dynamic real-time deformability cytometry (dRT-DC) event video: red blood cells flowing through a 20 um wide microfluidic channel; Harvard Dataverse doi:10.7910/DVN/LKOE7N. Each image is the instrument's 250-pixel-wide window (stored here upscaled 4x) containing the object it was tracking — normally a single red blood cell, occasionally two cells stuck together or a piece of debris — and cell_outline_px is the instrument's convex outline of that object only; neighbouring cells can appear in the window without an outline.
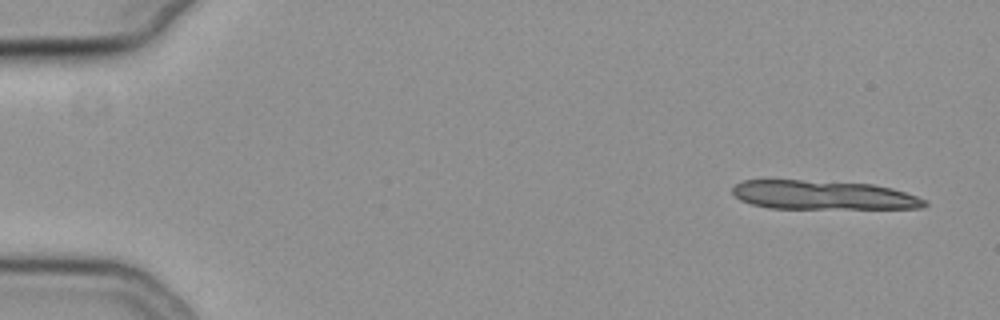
{"species": "common noctule bat (a hibernating species)", "species_latin": "Nyctalus noctula", "temperature_condition": "cold", "stored_images_in_passage": 9, "camera_frame_rate_fps": 3000, "um_per_image_px": 0.085, "animal": {"sex": "female", "body_mass_g": 19.3, "forearm_length_mm": 54.1}, "frame": {"image": 1, "passage_image": 3, "time_ms": 0.667, "image_size_px": [1000, 320], "cell_outline_px": [[928, 204], [924, 208], [768, 208], [752, 204], [740, 200], [732, 192], [732, 188], [740, 180], [800, 180], [872, 184], [892, 188], [928, 200]], "centroid_in_image_um": [69.97, 16.58], "position_along_channel_um": 15.0, "area_um2": 32.37}}